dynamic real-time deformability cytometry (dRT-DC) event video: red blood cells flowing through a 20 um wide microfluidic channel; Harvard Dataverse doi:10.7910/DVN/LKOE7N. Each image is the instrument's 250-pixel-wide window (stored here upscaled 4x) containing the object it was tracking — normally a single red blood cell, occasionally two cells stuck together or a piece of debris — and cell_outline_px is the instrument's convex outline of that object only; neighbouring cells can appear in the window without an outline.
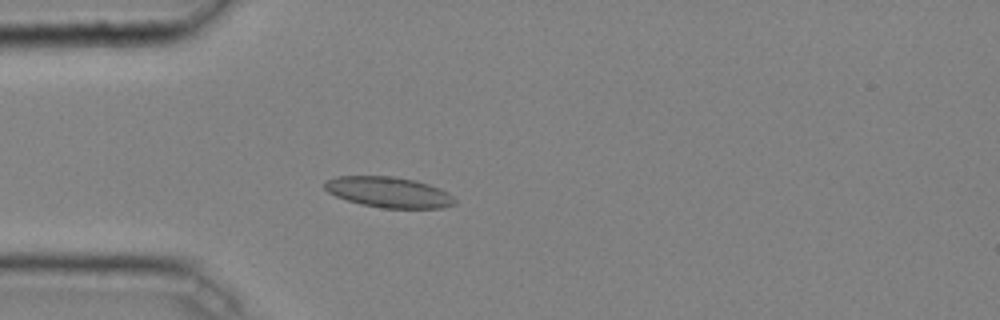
{"species": "common noctule bat (a hibernating species)", "species_latin": "Nyctalus noctula", "temperature_condition": "cold", "stored_images_in_passage": 48, "camera_frame_rate_fps": 3000, "um_per_image_px": 0.085, "animal": {"sex": "male", "body_mass_g": 20.4}, "frame": {"image": 1, "passage_image": 14, "time_ms": 4.333, "image_size_px": [1000, 320], "cell_outline_px": [[456, 204], [444, 208], [384, 208], [360, 204], [336, 196], [328, 192], [324, 188], [324, 180], [336, 176], [392, 176], [416, 180], [440, 188], [448, 192], [456, 200]], "centroid_in_image_um": [33.05, 16.33], "position_along_channel_um": 52.0, "area_um2": 23.41}}
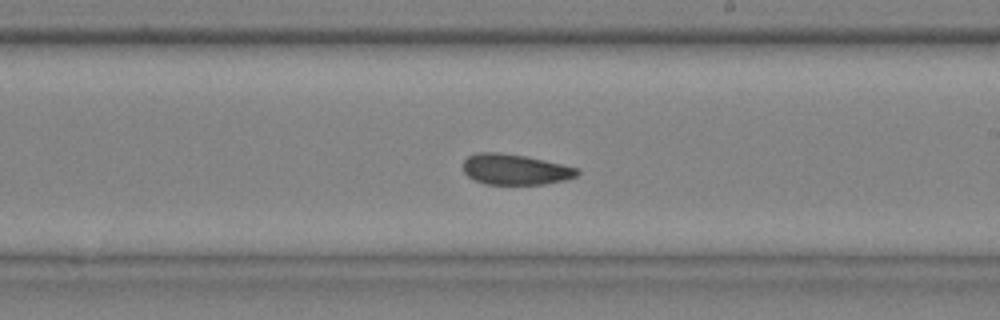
{"frame": {"image": 2, "passage_image": 29, "time_ms": 9.333, "image_size_px": [1000, 320], "cell_outline_px": [[580, 172], [576, 176], [564, 180], [544, 184], [484, 184], [468, 176], [464, 172], [464, 160], [468, 156], [476, 152], [500, 152], [524, 156], [544, 160], [580, 168]], "centroid_in_image_um": [43.79, 14.39], "position_along_channel_um": 245.2, "area_um2": 20.35}}
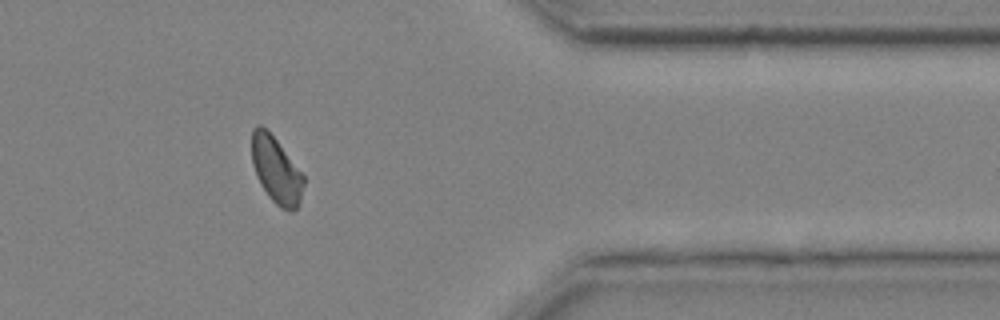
{"frame": {"image": 3, "passage_image": 41, "time_ms": 13.333, "image_size_px": [1000, 320], "cell_outline_px": [[304, 184], [300, 204], [292, 212], [288, 212], [280, 208], [268, 196], [260, 184], [256, 176], [252, 164], [252, 128], [256, 124], [260, 124], [276, 140], [304, 176]], "centroid_in_image_um": [23.47, 14.5], "position_along_channel_um": 387.9, "area_um2": 20.06}, "authors_computed_cell_mechanics": {"area_um2": 20.7213, "velocity_mm_per_s": 4.0287, "shape_relaxation_time_tau1_ms": null, "shape_relaxation_time_tau2_ms": 2.8685, "deformation_change_tau1": null, "deformation_change_tau2": 0.06}}